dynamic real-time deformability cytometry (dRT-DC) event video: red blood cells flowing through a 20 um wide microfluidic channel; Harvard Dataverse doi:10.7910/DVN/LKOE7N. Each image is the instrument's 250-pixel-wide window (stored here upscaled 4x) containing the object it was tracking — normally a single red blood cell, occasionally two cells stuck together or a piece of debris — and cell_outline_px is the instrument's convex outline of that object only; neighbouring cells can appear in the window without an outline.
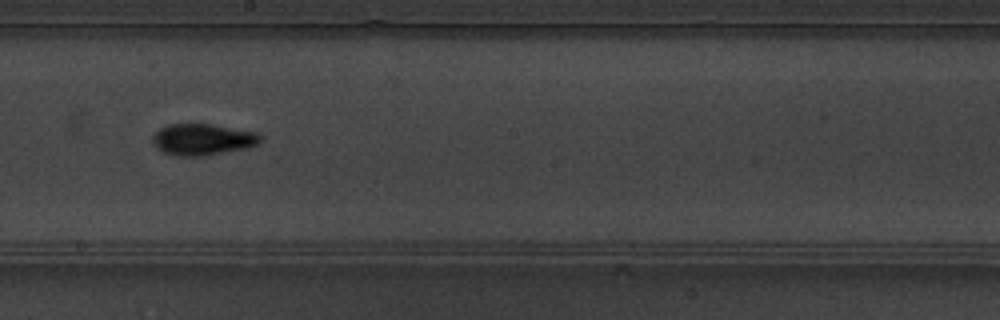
{"species": "common noctule bat (a hibernating species)", "species_latin": "Nyctalus noctula", "temperature_condition": "warm", "stored_images_in_passage": 12, "camera_frame_rate_fps": 3000, "um_per_image_px": 0.085, "animal": {"sex": "male", "body_mass_g": 19.5, "forearm_length_mm": 54.6}, "frame": {"image": 1, "passage_image": 10, "time_ms": 3.0, "image_size_px": [1000, 320], "cell_outline_px": [[260, 144], [248, 148], [204, 156], [176, 156], [164, 152], [156, 148], [152, 144], [152, 136], [160, 128], [168, 124], [212, 124], [260, 132]], "centroid_in_image_um": [17.24, 11.85], "position_along_channel_um": 231.0, "area_um2": 20.06}}